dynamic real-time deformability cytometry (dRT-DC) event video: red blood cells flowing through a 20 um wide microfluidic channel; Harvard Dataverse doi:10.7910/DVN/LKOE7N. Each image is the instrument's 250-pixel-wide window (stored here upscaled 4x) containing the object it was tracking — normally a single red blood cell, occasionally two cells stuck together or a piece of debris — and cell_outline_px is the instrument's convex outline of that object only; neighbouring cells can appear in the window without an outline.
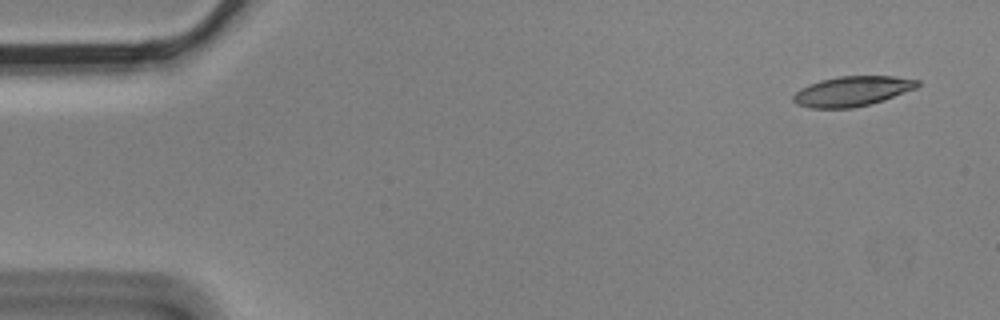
{"species": "Egyptian fruit bat (a non-hibernating species)", "species_latin": "Rousettus aegyptiacus", "temperature_condition": "cold", "stored_images_in_passage": 6, "camera_frame_rate_fps": 3000, "um_per_image_px": 0.085, "animal": {"sex": "male"}, "frame": {"image": 1, "passage_image": 1, "time_ms": 0.0, "image_size_px": [1000, 320], "cell_outline_px": [[920, 84], [916, 88], [884, 100], [852, 108], [808, 108], [796, 104], [792, 100], [792, 96], [800, 88], [808, 84], [820, 80], [840, 76], [892, 76], [920, 80]], "centroid_in_image_um": [72.41, 7.75], "position_along_channel_um": 12.6, "area_um2": 21.73}}
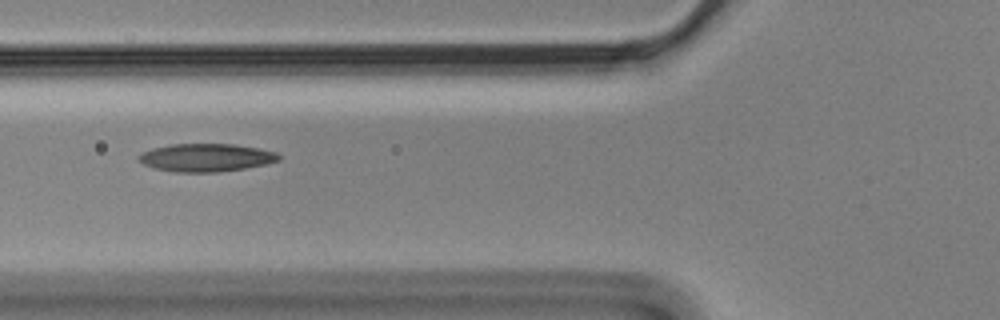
{"frame": {"image": 2, "passage_image": 6, "time_ms": 1.667, "image_size_px": [1000, 320], "cell_outline_px": [[280, 160], [268, 164], [244, 168], [216, 172], [176, 172], [152, 168], [144, 164], [136, 156], [152, 148], [172, 144], [232, 144], [260, 148], [276, 152], [280, 156]], "centroid_in_image_um": [17.53, 13.39], "position_along_channel_um": 108.3, "area_um2": 22.83}}